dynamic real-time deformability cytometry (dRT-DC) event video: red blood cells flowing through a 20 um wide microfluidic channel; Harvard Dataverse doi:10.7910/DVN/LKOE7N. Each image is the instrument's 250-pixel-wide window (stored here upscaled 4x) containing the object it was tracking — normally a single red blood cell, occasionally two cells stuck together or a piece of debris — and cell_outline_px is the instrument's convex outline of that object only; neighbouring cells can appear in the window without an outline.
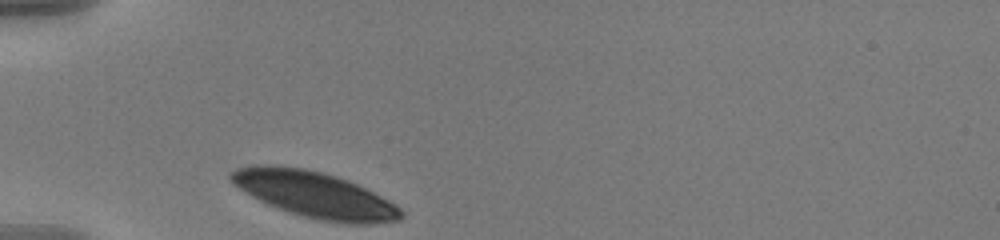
{"species": "human", "species_latin": "Homo sapiens", "temperature_condition": "warm", "stored_images_in_passage": 32, "camera_frame_rate_fps": 3000, "um_per_image_px": 0.085, "donor": {"sex": "male"}, "frame": {"image": 1, "passage_image": 1, "time_ms": 0.0, "image_size_px": [1000, 240], "cell_outline_px": [[404, 216], [400, 220], [376, 224], [344, 224], [320, 220], [300, 216], [288, 212], [268, 204], [244, 192], [228, 176], [228, 172], [236, 168], [268, 164], [304, 168], [324, 172], [348, 180], [396, 204], [404, 212]], "centroid_in_image_um": [26.78, 16.56], "position_along_channel_um": 58.2, "area_um2": 45.72}}
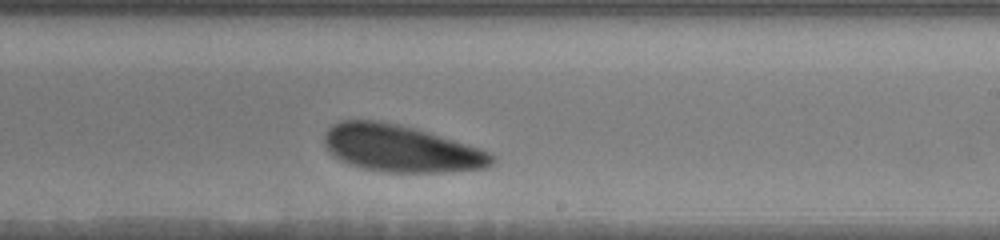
{"frame": {"image": 2, "passage_image": 19, "time_ms": 6.0, "image_size_px": [1000, 240], "cell_outline_px": [[496, 160], [488, 168], [448, 172], [384, 172], [364, 168], [348, 164], [332, 156], [328, 152], [324, 144], [324, 132], [332, 124], [340, 120], [380, 120], [416, 128], [480, 148], [496, 156]], "centroid_in_image_um": [34.06, 12.62], "position_along_channel_um": 254.9, "area_um2": 46.36}}
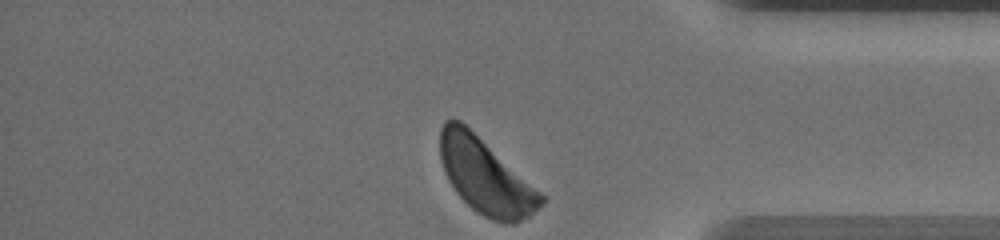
{"frame": {"image": 3, "passage_image": 32, "time_ms": 10.333, "image_size_px": [1000, 240], "cell_outline_px": [[548, 200], [544, 204], [528, 216], [516, 224], [504, 224], [492, 220], [476, 212], [456, 192], [448, 180], [444, 172], [440, 160], [440, 128], [444, 120], [460, 120], [540, 192]], "centroid_in_image_um": [41.25, 15.02], "position_along_channel_um": 393.9, "area_um2": 43.7}, "authors_computed_cell_mechanics": {"area_um2": 46.3556, "velocity_mm_per_s": 3.4974, "shape_relaxation_time_tau1_ms": 1.8439, "shape_relaxation_time_tau2_ms": null, "deformation_change_tau1": 0.074, "deformation_change_tau2": null}}